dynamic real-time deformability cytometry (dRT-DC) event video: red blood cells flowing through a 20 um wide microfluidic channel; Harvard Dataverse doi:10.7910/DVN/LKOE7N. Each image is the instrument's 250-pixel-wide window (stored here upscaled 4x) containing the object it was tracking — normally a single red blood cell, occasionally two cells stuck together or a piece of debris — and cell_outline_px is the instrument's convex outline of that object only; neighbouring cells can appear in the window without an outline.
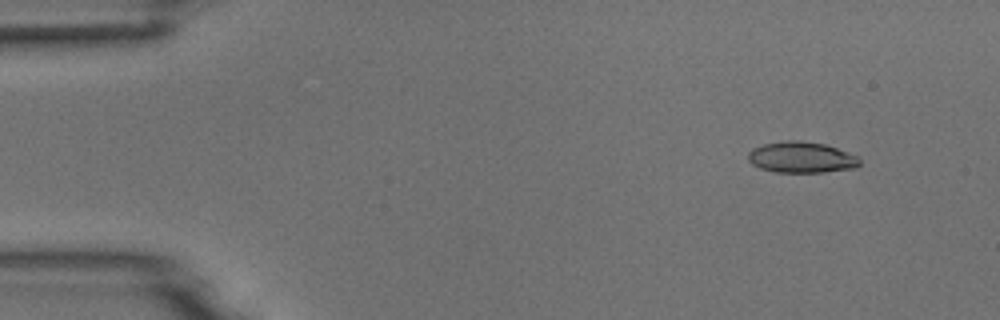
{"species": "common noctule bat (a hibernating species)", "species_latin": "Nyctalus noctula", "temperature_condition": "room temperature", "stored_images_in_passage": 4, "camera_frame_rate_fps": 3000, "um_per_image_px": 0.085, "animal": {"sex": "male", "body_mass_g": 18.8}, "frame": {"image": 1, "passage_image": 2, "time_ms": 0.333, "image_size_px": [1000, 320], "cell_outline_px": [[860, 164], [856, 168], [824, 172], [776, 172], [760, 168], [752, 164], [748, 160], [748, 152], [752, 148], [764, 144], [788, 140], [796, 140], [824, 144], [848, 152], [856, 156], [860, 160]], "centroid_in_image_um": [68.11, 13.38], "position_along_channel_um": 16.9, "area_um2": 20.11}}